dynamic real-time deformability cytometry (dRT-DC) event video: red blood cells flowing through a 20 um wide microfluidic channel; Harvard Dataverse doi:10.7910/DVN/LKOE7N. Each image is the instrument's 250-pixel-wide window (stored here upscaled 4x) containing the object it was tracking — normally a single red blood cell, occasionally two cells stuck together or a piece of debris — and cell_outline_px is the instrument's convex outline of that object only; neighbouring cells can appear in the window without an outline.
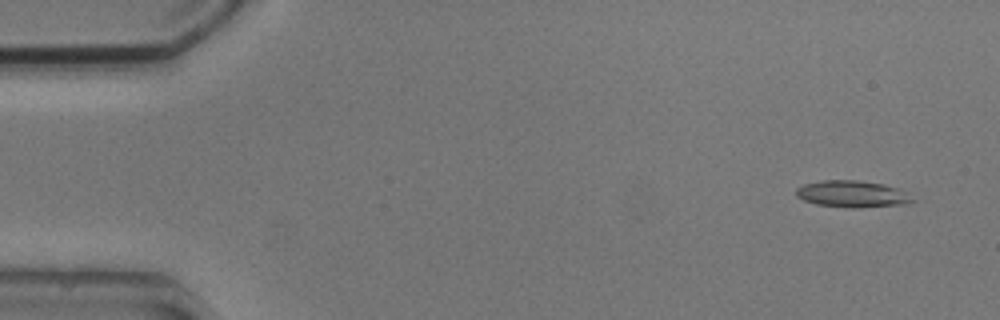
{"species": "common noctule bat (a hibernating species)", "species_latin": "Nyctalus noctula", "temperature_condition": "cold", "stored_images_in_passage": 4, "camera_frame_rate_fps": 3000, "um_per_image_px": 0.085, "animal": {"sex": "male", "body_mass_g": 20.5, "forearm_length_mm": 52.5}, "frame": {"image": 1, "passage_image": 1, "time_ms": 0.0, "image_size_px": [1000, 320], "cell_outline_px": [[916, 200], [908, 204], [860, 208], [848, 208], [816, 204], [804, 200], [796, 196], [796, 188], [804, 184], [820, 180], [856, 180], [884, 184], [896, 188]], "centroid_in_image_um": [72.42, 16.5], "position_along_channel_um": 12.6, "area_um2": 18.15}}
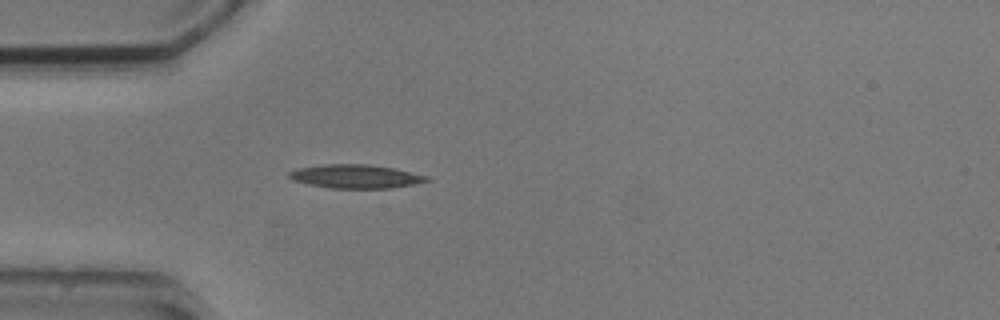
{"frame": {"image": 2, "passage_image": 4, "time_ms": 4.0, "image_size_px": [1000, 320], "cell_outline_px": [[432, 180], [392, 188], [328, 188], [308, 184], [292, 180], [288, 176], [288, 172], [300, 168], [324, 164], [368, 164], [392, 168], [428, 176]], "centroid_in_image_um": [30.21, 15.0], "position_along_channel_um": 54.8, "area_um2": 18.84}}